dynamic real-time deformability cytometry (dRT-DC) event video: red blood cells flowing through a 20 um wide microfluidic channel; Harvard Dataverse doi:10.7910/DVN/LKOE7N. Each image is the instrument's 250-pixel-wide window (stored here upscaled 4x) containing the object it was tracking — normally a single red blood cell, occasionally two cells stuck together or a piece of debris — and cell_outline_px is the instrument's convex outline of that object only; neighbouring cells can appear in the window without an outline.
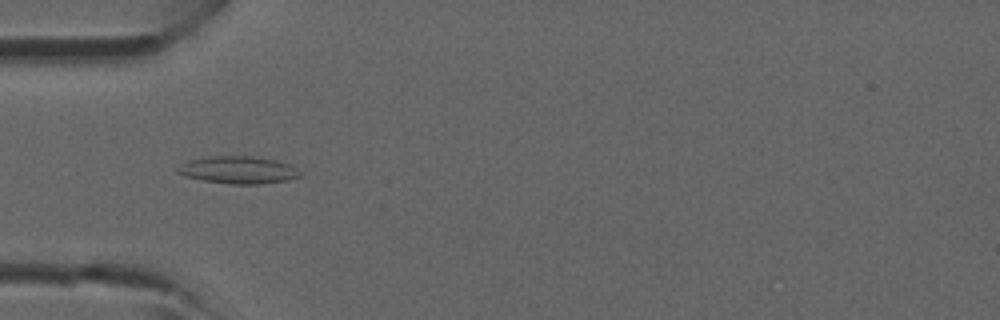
{"species": "common noctule bat (a hibernating species)", "species_latin": "Nyctalus noctula", "temperature_condition": "room temperature", "stored_images_in_passage": 4, "camera_frame_rate_fps": 3000, "um_per_image_px": 0.085, "animal": {"sex": "male", "forearm_length_mm": 52.5}, "frame": {"image": 1, "passage_image": 4, "time_ms": 3.333, "image_size_px": [1000, 320], "cell_outline_px": [[300, 176], [288, 180], [260, 184], [232, 184], [204, 180], [184, 176], [176, 172], [176, 168], [188, 160], [208, 156], [256, 156], [276, 160], [292, 164], [300, 172]], "centroid_in_image_um": [20.26, 14.43], "position_along_channel_um": 64.7, "area_um2": 19.65}}